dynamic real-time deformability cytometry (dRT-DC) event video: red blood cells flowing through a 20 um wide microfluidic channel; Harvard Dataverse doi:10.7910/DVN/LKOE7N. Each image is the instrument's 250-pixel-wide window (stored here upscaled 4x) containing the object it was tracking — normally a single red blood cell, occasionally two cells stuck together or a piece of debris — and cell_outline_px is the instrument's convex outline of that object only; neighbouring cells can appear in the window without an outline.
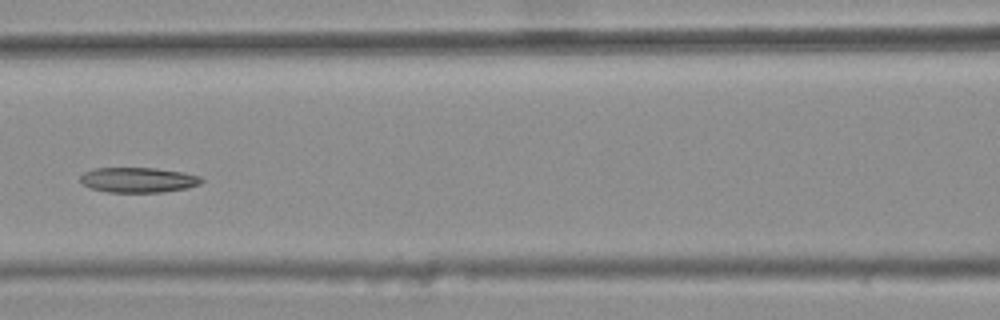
{"species": "common noctule bat (a hibernating species)", "species_latin": "Nyctalus noctula", "temperature_condition": "warm", "stored_images_in_passage": 9, "camera_frame_rate_fps": 3000, "um_per_image_px": 0.085, "animal": {"sex": "female", "body_mass_g": 25.1}, "frame": {"image": 1, "passage_image": 8, "time_ms": 2.333, "image_size_px": [1000, 320], "cell_outline_px": [[204, 180], [200, 184], [188, 188], [164, 192], [108, 192], [88, 188], [80, 180], [80, 176], [84, 172], [96, 168], [156, 168], [180, 172], [200, 176]], "centroid_in_image_um": [11.75, 15.3], "position_along_channel_um": 154.9, "area_um2": 17.74}}
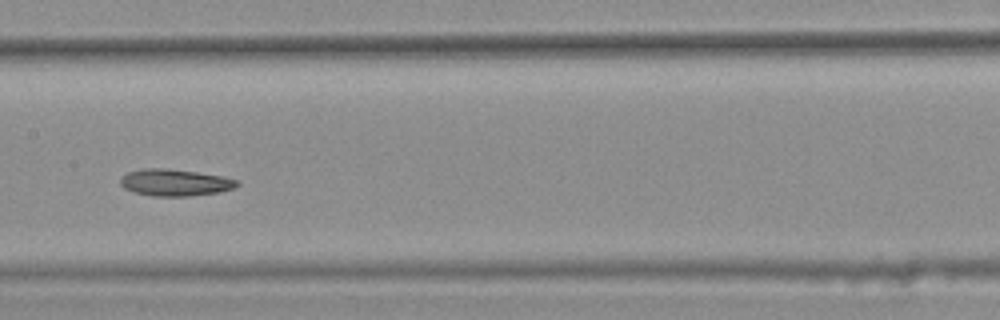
{"frame": {"image": 2, "passage_image": 9, "time_ms": 2.667, "image_size_px": [1000, 320], "cell_outline_px": [[240, 184], [232, 188], [220, 192], [188, 196], [152, 196], [136, 192], [124, 188], [120, 184], [120, 176], [128, 172], [144, 168], [164, 168], [196, 172], [224, 176], [236, 180]], "centroid_in_image_um": [14.85, 15.51], "position_along_channel_um": 192.5, "area_um2": 18.15}}